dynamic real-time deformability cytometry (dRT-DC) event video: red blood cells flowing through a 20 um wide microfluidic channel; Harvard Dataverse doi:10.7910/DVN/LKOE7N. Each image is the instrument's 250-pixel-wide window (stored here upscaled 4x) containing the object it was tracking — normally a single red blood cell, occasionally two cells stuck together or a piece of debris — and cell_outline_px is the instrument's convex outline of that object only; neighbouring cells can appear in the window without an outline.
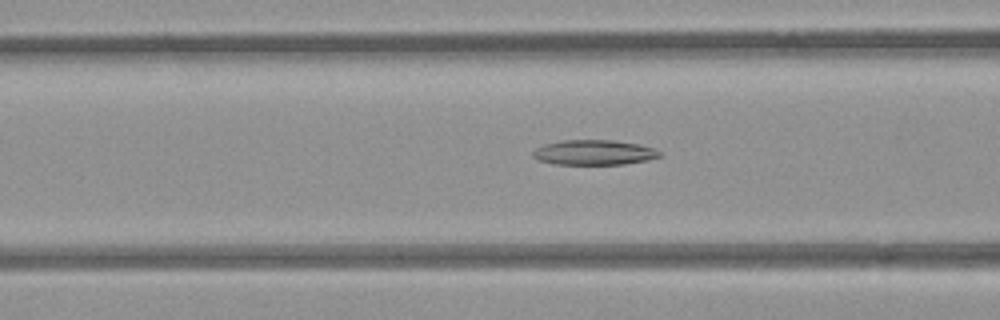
{"species": "common noctule bat (a hibernating species)", "species_latin": "Nyctalus noctula", "temperature_condition": "room temperature", "stored_images_in_passage": 42, "camera_frame_rate_fps": 3000, "um_per_image_px": 0.085, "animal": {"sex": "female", "body_mass_g": 21.9}, "frame": {"image": 1, "passage_image": 10, "time_ms": 3.0, "image_size_px": [1000, 320], "cell_outline_px": [[660, 156], [648, 160], [624, 164], [556, 164], [540, 160], [532, 156], [532, 152], [536, 148], [544, 144], [560, 140], [612, 140], [640, 144], [652, 148], [660, 152]], "centroid_in_image_um": [50.48, 12.95], "position_along_channel_um": 116.1, "area_um2": 18.38}}
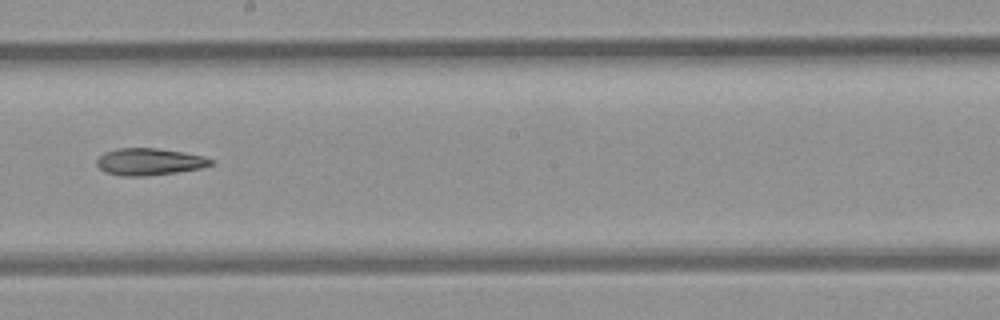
{"frame": {"image": 2, "passage_image": 19, "time_ms": 6.0, "image_size_px": [1000, 320], "cell_outline_px": [[216, 160], [212, 164], [200, 168], [176, 172], [144, 176], [120, 176], [104, 172], [96, 164], [96, 160], [104, 152], [120, 148], [156, 148], [184, 152], [204, 156]], "centroid_in_image_um": [12.69, 13.74], "position_along_channel_um": 235.5, "area_um2": 17.98}}
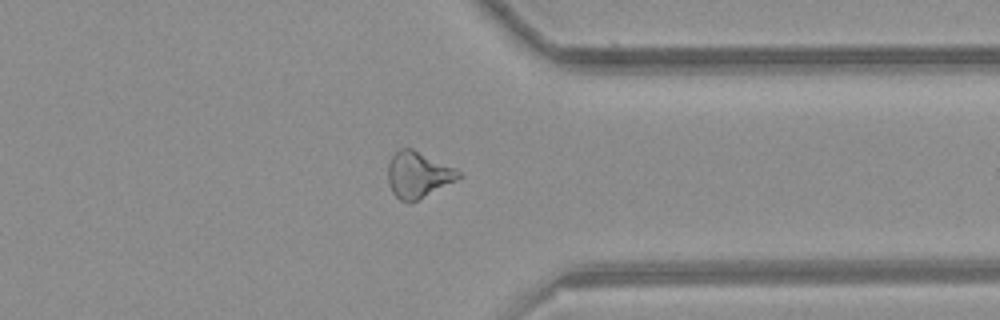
{"frame": {"image": 3, "passage_image": 30, "time_ms": 9.667, "image_size_px": [1000, 320], "cell_outline_px": [[464, 176], [408, 204], [400, 200], [392, 192], [388, 184], [388, 164], [392, 156], [400, 148], [412, 148], [456, 168]], "centroid_in_image_um": [35.52, 14.84], "position_along_channel_um": 375.9, "area_um2": 18.9}}